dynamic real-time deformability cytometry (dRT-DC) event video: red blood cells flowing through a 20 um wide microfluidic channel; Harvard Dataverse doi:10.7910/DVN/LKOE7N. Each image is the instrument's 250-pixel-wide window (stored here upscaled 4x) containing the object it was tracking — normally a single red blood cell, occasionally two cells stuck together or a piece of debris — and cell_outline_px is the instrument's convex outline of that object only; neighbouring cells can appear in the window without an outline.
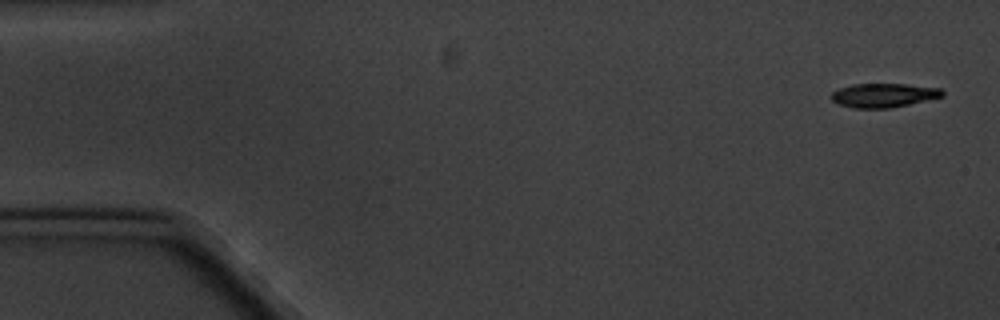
{"species": "common noctule bat (a hibernating species)", "species_latin": "Nyctalus noctula", "temperature_condition": "cold", "stored_images_in_passage": 6, "camera_frame_rate_fps": 3000, "um_per_image_px": 0.085, "animal": {"sex": "male", "body_mass_g": 20.1, "forearm_length_mm": 53.5}, "frame": {"image": 1, "passage_image": 1, "time_ms": 0.0, "image_size_px": [1000, 320], "cell_outline_px": [[944, 96], [908, 104], [888, 108], [852, 108], [836, 104], [832, 100], [832, 92], [840, 88], [852, 84], [908, 84], [940, 88], [944, 92]], "centroid_in_image_um": [75.09, 8.1], "position_along_channel_um": 9.9, "area_um2": 15.49}}
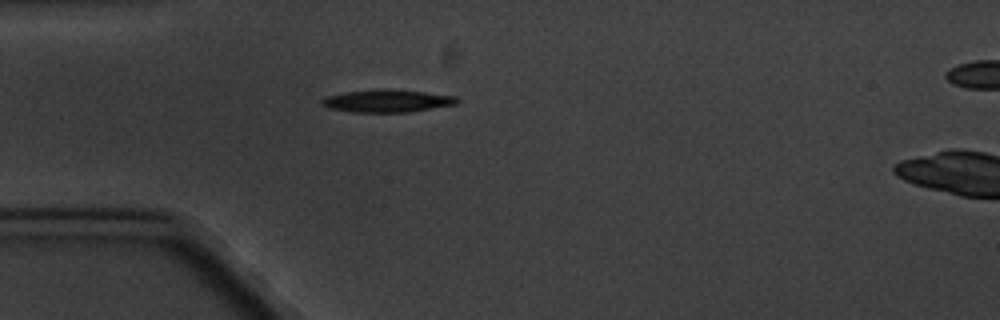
{"frame": {"image": 2, "passage_image": 5, "time_ms": 4.667, "image_size_px": [1000, 320], "cell_outline_px": [[460, 100], [456, 104], [408, 112], [352, 112], [328, 108], [320, 100], [328, 96], [348, 92], [424, 92], [456, 96]], "centroid_in_image_um": [32.95, 8.63], "position_along_channel_um": 52.0, "area_um2": 16.47}}